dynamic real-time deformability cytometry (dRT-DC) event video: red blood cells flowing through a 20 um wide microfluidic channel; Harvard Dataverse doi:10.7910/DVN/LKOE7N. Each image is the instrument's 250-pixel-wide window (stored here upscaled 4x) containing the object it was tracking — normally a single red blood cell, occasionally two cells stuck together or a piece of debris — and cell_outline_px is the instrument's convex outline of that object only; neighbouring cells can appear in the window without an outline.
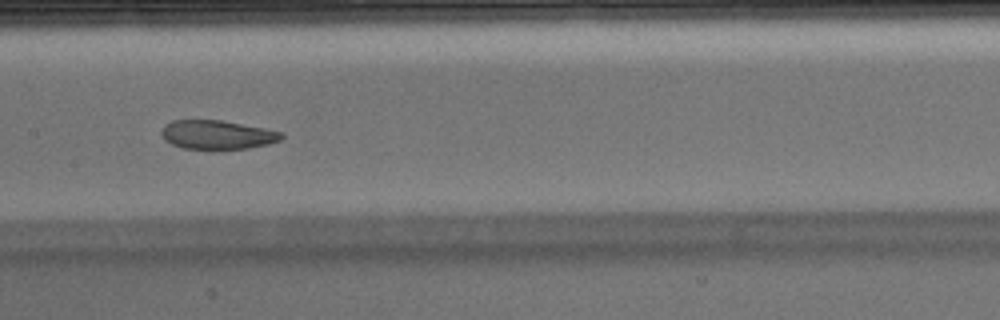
{"species": "Egyptian fruit bat (a non-hibernating species)", "species_latin": "Rousettus aegyptiacus", "temperature_condition": "warm", "stored_images_in_passage": 51, "camera_frame_rate_fps": 3000, "um_per_image_px": 0.085, "animal": {"sex": "male"}, "frame": {"image": 1, "passage_image": 25, "time_ms": 8.0, "image_size_px": [1000, 320], "cell_outline_px": [[284, 136], [280, 140], [268, 144], [248, 148], [184, 148], [172, 144], [164, 140], [160, 132], [164, 124], [172, 120], [220, 120], [264, 128], [284, 132]], "centroid_in_image_um": [18.45, 11.43], "position_along_channel_um": 188.9, "area_um2": 20.06}}
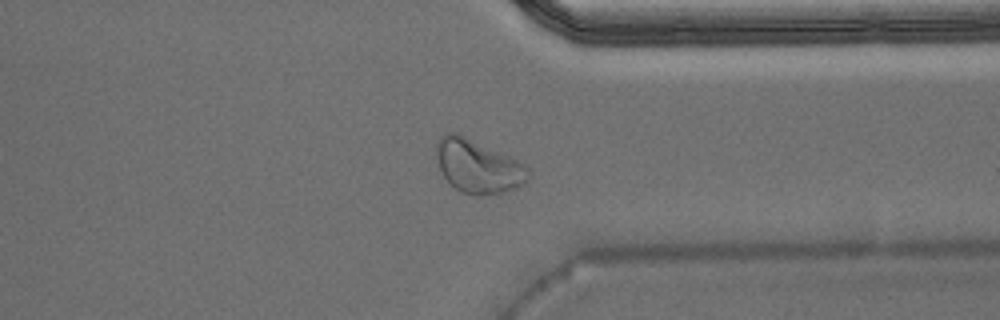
{"frame": {"image": 2, "passage_image": 39, "time_ms": 12.667, "image_size_px": [1000, 320], "cell_outline_px": [[532, 172], [528, 180], [524, 184], [504, 192], [480, 196], [464, 192], [456, 188], [440, 172], [436, 156], [436, 144], [440, 136], [444, 132], [456, 132], [508, 156], [524, 164]], "centroid_in_image_um": [40.62, 14.13], "position_along_channel_um": 370.8, "area_um2": 28.44}}
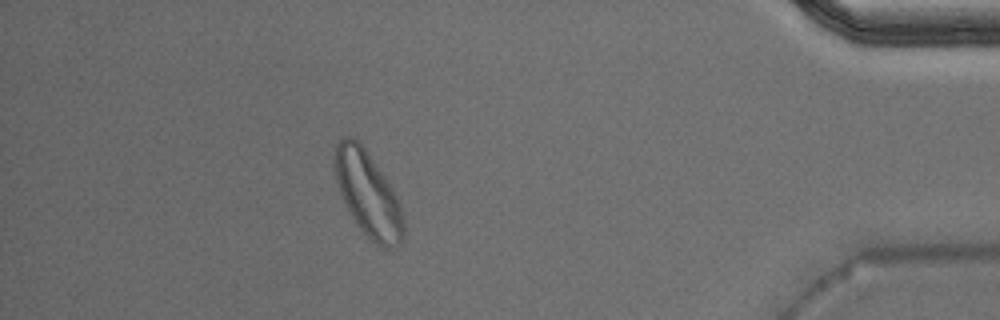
{"frame": {"image": 3, "passage_image": 45, "time_ms": 14.667, "image_size_px": [1000, 320], "cell_outline_px": [[404, 240], [396, 248], [380, 248], [360, 228], [352, 216], [340, 192], [336, 180], [332, 164], [336, 144], [344, 136], [352, 136], [364, 148], [384, 176], [392, 188], [400, 208], [404, 224]], "centroid_in_image_um": [31.26, 16.51], "position_along_channel_um": 403.9, "area_um2": 33.7}, "authors_computed_cell_mechanics": {"area_um2": 22.3108, "velocity_mm_per_s": 3.951, "shape_relaxation_time_tau1_ms": 6.1115, "shape_relaxation_time_tau2_ms": 1.7725, "deformation_change_tau1": 0.1844, "deformation_change_tau2": 0.0681}}